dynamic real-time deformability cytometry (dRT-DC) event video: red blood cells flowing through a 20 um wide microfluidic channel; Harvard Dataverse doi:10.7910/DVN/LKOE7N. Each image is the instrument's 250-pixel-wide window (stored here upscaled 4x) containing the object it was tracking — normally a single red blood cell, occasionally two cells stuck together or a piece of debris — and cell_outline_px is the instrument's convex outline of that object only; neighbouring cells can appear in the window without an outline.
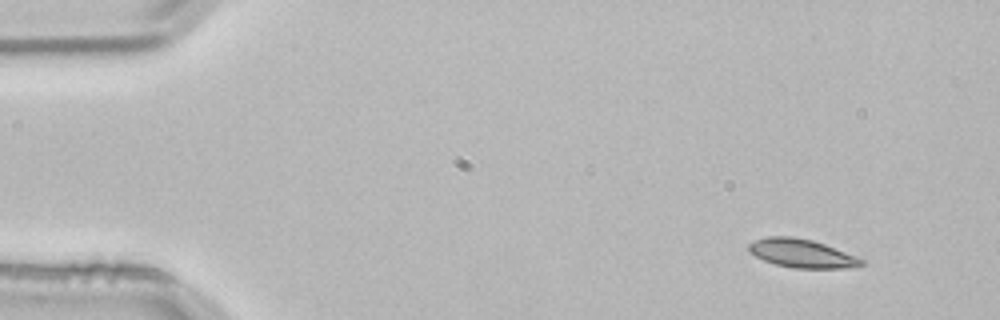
{"species": "common noctule bat (a hibernating species)", "species_latin": "Nyctalus noctula", "temperature_condition": "room temperature", "stored_images_in_passage": 3, "camera_frame_rate_fps": 3000, "um_per_image_px": 0.085, "animal": {"sex": "male", "body_mass_g": 21.5, "forearm_length_mm": 52.0}, "frame": {"image": 1, "passage_image": 3, "time_ms": 0.667, "image_size_px": [1000, 320], "cell_outline_px": [[864, 264], [848, 268], [796, 268], [776, 264], [764, 260], [748, 252], [748, 244], [756, 240], [768, 236], [792, 236], [812, 240], [824, 244], [856, 256], [864, 260]], "centroid_in_image_um": [68.14, 21.53], "position_along_channel_um": 16.9, "area_um2": 18.55}}